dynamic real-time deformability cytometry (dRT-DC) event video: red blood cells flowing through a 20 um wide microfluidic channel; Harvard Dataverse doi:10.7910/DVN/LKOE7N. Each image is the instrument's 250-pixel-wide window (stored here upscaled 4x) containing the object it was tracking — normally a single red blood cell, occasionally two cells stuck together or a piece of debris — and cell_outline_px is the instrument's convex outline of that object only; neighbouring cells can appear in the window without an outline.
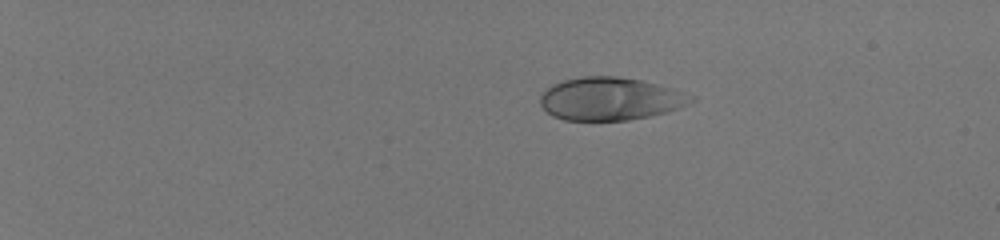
{"species": "human", "species_latin": "Homo sapiens", "temperature_condition": "room temperature", "stored_images_in_passage": 44, "camera_frame_rate_fps": 3000, "um_per_image_px": 0.085, "donor": {"sex": "male"}, "frame": {"image": 1, "passage_image": 1, "time_ms": 0.0, "image_size_px": [1000, 240], "cell_outline_px": [[696, 100], [688, 104], [664, 112], [648, 116], [628, 120], [564, 120], [552, 116], [540, 104], [540, 96], [552, 84], [564, 80], [580, 76], [616, 76], [640, 80], [672, 88], [696, 96]], "centroid_in_image_um": [51.86, 8.39], "position_along_channel_um": 33.1, "area_um2": 37.51}}
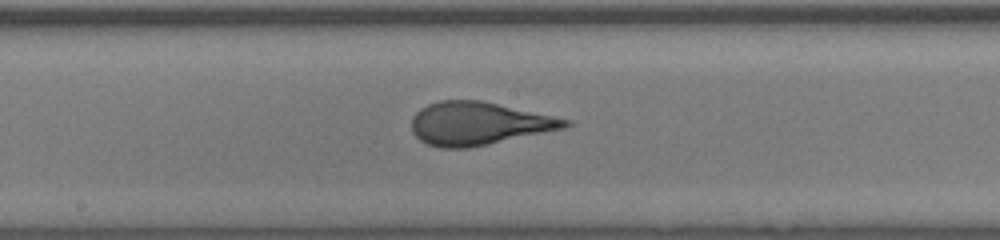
{"frame": {"image": 2, "passage_image": 24, "time_ms": 7.667, "image_size_px": [1000, 240], "cell_outline_px": [[572, 124], [564, 128], [488, 144], [468, 148], [440, 148], [428, 144], [420, 140], [412, 132], [412, 116], [420, 108], [428, 104], [440, 100], [480, 100], [572, 120]], "centroid_in_image_um": [40.65, 10.49], "position_along_channel_um": 207.6, "area_um2": 38.26}}
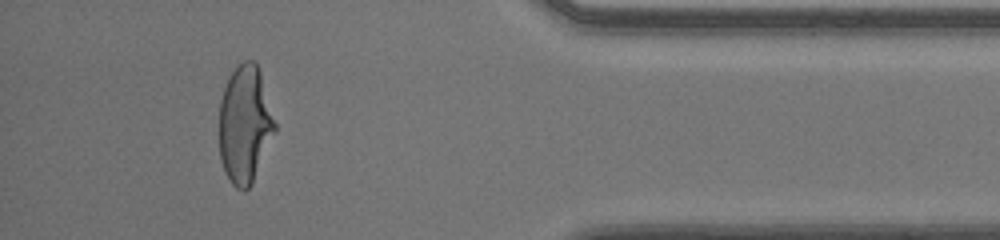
{"frame": {"image": 3, "passage_image": 41, "time_ms": 13.333, "image_size_px": [1000, 240], "cell_outline_px": [[276, 132], [252, 184], [244, 192], [236, 188], [232, 184], [224, 172], [220, 160], [220, 100], [228, 76], [244, 60], [252, 60], [256, 64], [260, 72], [276, 124]], "centroid_in_image_um": [20.82, 10.62], "position_along_channel_um": 414.4, "area_um2": 38.21}, "authors_computed_cell_mechanics": {"area_um2": 38.0035, "velocity_mm_per_s": 4.07, "shape_relaxation_time_tau1_ms": 7.6975, "shape_relaxation_time_tau2_ms": null, "deformation_change_tau1": 0.2927, "deformation_change_tau2": null}}